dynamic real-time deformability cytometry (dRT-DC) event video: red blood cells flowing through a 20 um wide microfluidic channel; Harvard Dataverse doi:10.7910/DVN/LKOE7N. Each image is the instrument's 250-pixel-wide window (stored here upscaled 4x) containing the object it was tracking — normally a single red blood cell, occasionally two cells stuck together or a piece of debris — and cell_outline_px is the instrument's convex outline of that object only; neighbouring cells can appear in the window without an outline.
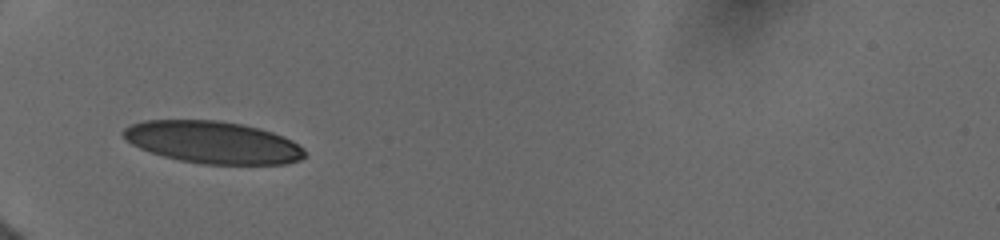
{"species": "human", "species_latin": "Homo sapiens", "temperature_condition": "cold", "stored_images_in_passage": 12, "camera_frame_rate_fps": 3000, "um_per_image_px": 0.085, "donor": {"sex": "female"}, "frame": {"image": 1, "passage_image": 9, "time_ms": 3.667, "image_size_px": [1000, 240], "cell_outline_px": [[304, 156], [300, 160], [284, 164], [200, 164], [180, 160], [164, 156], [140, 148], [132, 144], [120, 132], [124, 128], [132, 124], [144, 120], [220, 120], [244, 124], [260, 128], [284, 136], [292, 140], [304, 148]], "centroid_in_image_um": [18.11, 12.09], "position_along_channel_um": 66.9, "area_um2": 44.68}}